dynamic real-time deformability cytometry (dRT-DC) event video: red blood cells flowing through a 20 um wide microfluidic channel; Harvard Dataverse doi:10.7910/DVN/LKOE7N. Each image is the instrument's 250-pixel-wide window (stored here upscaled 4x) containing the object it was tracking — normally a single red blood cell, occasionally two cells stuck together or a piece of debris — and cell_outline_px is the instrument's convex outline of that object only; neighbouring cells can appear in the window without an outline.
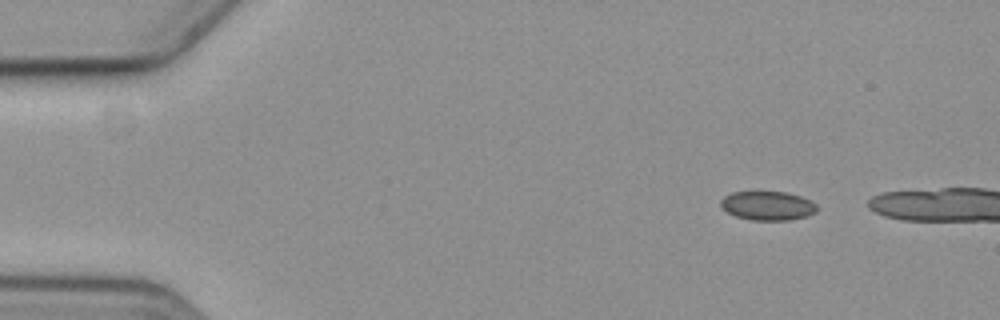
{"species": "common noctule bat (a hibernating species)", "species_latin": "Nyctalus noctula", "temperature_condition": "cold", "stored_images_in_passage": 2, "camera_frame_rate_fps": 3000, "um_per_image_px": 0.085, "animal": {"sex": "female", "body_mass_g": 19.3, "forearm_length_mm": 54.1}, "frame": {"image": 1, "passage_image": 1, "time_ms": 0.0, "image_size_px": [1000, 320], "cell_outline_px": [[816, 212], [808, 216], [788, 220], [752, 220], [736, 216], [728, 212], [720, 204], [720, 200], [724, 196], [732, 192], [784, 192], [800, 196], [816, 204]], "centroid_in_image_um": [65.24, 17.49], "position_along_channel_um": 19.8, "area_um2": 16.07}}